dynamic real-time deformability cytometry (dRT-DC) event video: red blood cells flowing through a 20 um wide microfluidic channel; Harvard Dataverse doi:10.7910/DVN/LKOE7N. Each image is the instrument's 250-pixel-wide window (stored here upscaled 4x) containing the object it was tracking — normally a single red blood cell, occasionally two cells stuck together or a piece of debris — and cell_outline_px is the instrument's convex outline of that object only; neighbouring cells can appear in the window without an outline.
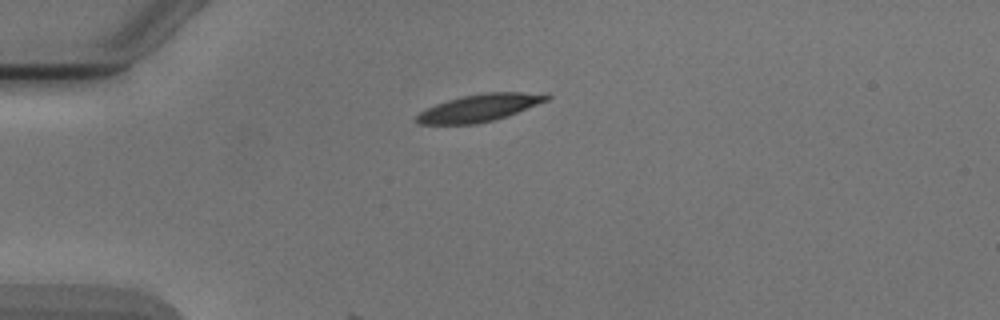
{"species": "Egyptian fruit bat (a non-hibernating species)", "species_latin": "Rousettus aegyptiacus", "temperature_condition": "cold", "stored_images_in_passage": 7, "camera_frame_rate_fps": 3000, "um_per_image_px": 0.085, "animal": {"sex": "male"}, "frame": {"image": 1, "passage_image": 1, "time_ms": 0.0, "image_size_px": [1000, 320], "cell_outline_px": [[552, 96], [548, 100], [508, 116], [476, 124], [416, 124], [416, 116], [420, 112], [436, 104], [460, 96], [484, 92], [548, 92]], "centroid_in_image_um": [40.82, 9.14], "position_along_channel_um": 44.2, "area_um2": 20.87}}
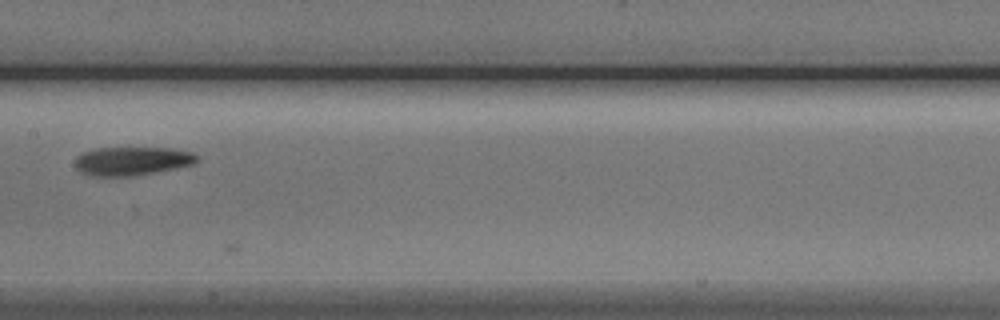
{"frame": {"image": 2, "passage_image": 5, "time_ms": 4.667, "image_size_px": [1000, 320], "cell_outline_px": [[200, 160], [196, 164], [156, 172], [132, 176], [96, 176], [80, 172], [76, 168], [76, 156], [84, 152], [96, 148], [172, 148], [192, 152], [200, 156]], "centroid_in_image_um": [11.29, 13.68], "position_along_channel_um": 196.1, "area_um2": 20.46}}
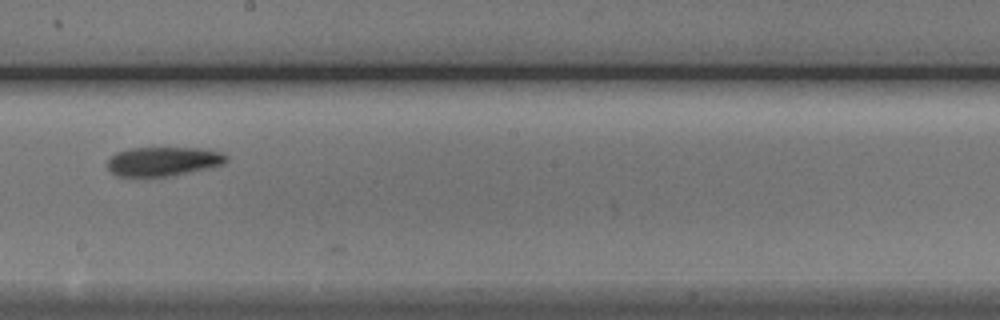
{"frame": {"image": 3, "passage_image": 6, "time_ms": 5.667, "image_size_px": [1000, 320], "cell_outline_px": [[228, 160], [224, 164], [208, 168], [168, 176], [116, 176], [108, 168], [108, 160], [116, 152], [128, 148], [200, 148], [220, 152], [228, 156]], "centroid_in_image_um": [13.88, 13.71], "position_along_channel_um": 234.3, "area_um2": 20.06}}